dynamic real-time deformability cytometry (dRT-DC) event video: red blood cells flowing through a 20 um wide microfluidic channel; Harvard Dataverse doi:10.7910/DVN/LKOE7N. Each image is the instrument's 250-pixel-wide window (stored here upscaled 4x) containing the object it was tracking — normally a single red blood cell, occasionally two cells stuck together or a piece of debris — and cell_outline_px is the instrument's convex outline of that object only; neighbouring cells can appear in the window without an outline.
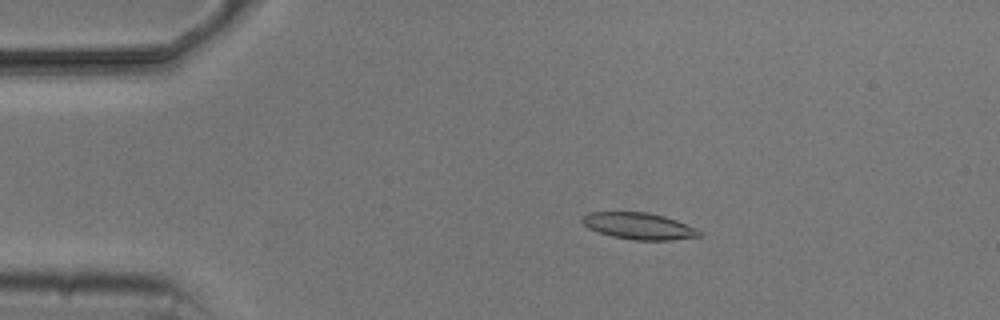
{"species": "common noctule bat (a hibernating species)", "species_latin": "Nyctalus noctula", "temperature_condition": "cold", "stored_images_in_passage": 9, "camera_frame_rate_fps": 3000, "um_per_image_px": 0.085, "animal": {"sex": "male", "body_mass_g": 20.5, "forearm_length_mm": 52.5}, "frame": {"image": 1, "passage_image": 3, "time_ms": 2.0, "image_size_px": [1000, 320], "cell_outline_px": [[704, 232], [700, 236], [672, 240], [632, 240], [612, 236], [588, 228], [580, 220], [588, 212], [648, 212], [664, 216], [676, 220], [696, 228]], "centroid_in_image_um": [54.33, 19.21], "position_along_channel_um": 30.7, "area_um2": 18.15}}
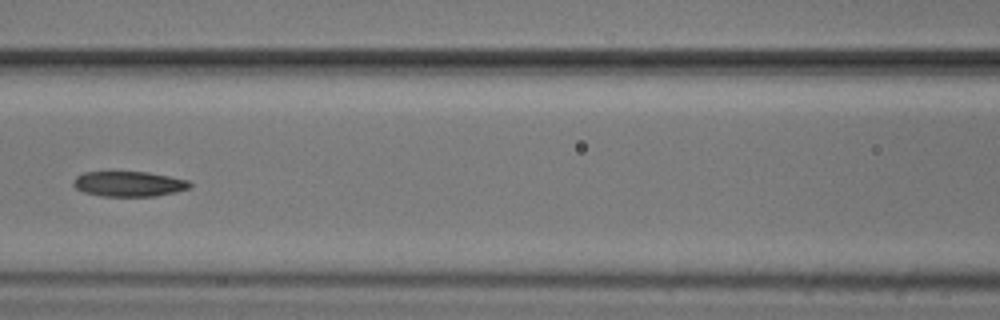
{"frame": {"image": 2, "passage_image": 6, "time_ms": 6.667, "image_size_px": [1000, 320], "cell_outline_px": [[192, 184], [188, 188], [176, 192], [156, 196], [104, 196], [84, 192], [76, 188], [72, 184], [72, 180], [76, 176], [84, 172], [148, 172], [188, 180]], "centroid_in_image_um": [10.94, 15.63], "position_along_channel_um": 155.7, "area_um2": 17.05}}
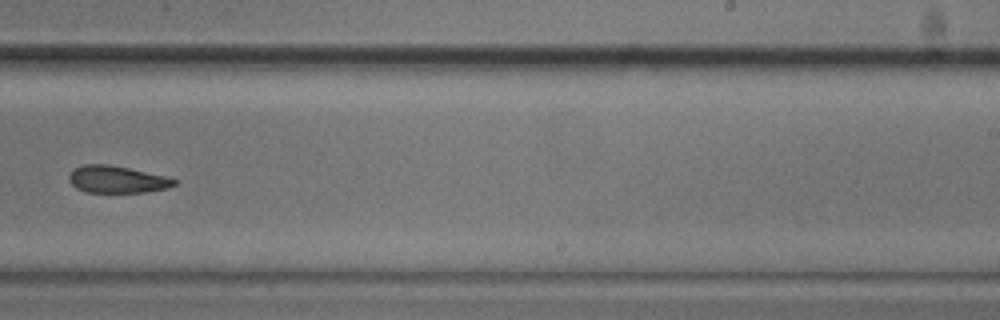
{"frame": {"image": 3, "passage_image": 9, "time_ms": 10.0, "image_size_px": [1000, 320], "cell_outline_px": [[176, 184], [168, 188], [144, 192], [84, 192], [76, 188], [68, 180], [68, 176], [72, 168], [84, 164], [108, 164], [168, 176], [176, 180]], "centroid_in_image_um": [9.91, 15.24], "position_along_channel_um": 279.1, "area_um2": 16.76}}